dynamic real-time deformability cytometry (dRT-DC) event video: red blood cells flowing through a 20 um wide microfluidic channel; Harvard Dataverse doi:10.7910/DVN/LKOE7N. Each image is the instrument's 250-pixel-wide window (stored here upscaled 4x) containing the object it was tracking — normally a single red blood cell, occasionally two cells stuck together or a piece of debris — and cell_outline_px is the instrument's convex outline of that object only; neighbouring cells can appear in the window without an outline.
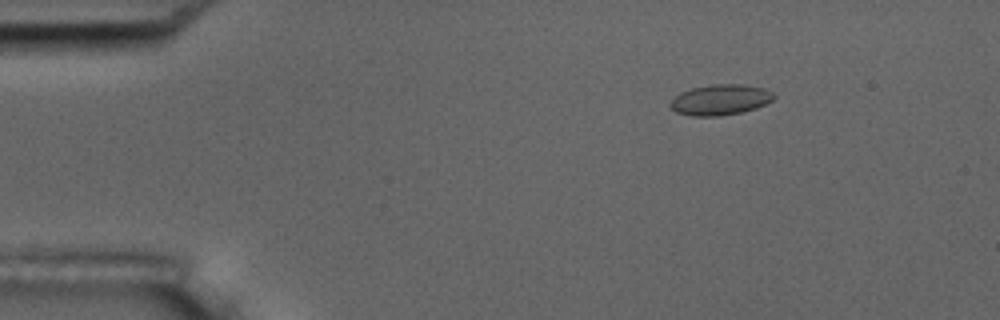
{"species": "common noctule bat (a hibernating species)", "species_latin": "Nyctalus noctula", "temperature_condition": "room temperature", "stored_images_in_passage": 3, "camera_frame_rate_fps": 3000, "um_per_image_px": 0.085, "animal": {"sex": "male", "body_mass_g": 17.5, "forearm_length_mm": 52.3}, "frame": {"image": 1, "passage_image": 1, "time_ms": 0.0, "image_size_px": [1000, 320], "cell_outline_px": [[776, 96], [772, 100], [756, 108], [740, 112], [720, 116], [692, 116], [676, 112], [668, 104], [680, 92], [692, 88], [716, 84], [740, 84], [764, 88], [772, 92]], "centroid_in_image_um": [61.22, 8.48], "position_along_channel_um": 23.8, "area_um2": 18.32}}